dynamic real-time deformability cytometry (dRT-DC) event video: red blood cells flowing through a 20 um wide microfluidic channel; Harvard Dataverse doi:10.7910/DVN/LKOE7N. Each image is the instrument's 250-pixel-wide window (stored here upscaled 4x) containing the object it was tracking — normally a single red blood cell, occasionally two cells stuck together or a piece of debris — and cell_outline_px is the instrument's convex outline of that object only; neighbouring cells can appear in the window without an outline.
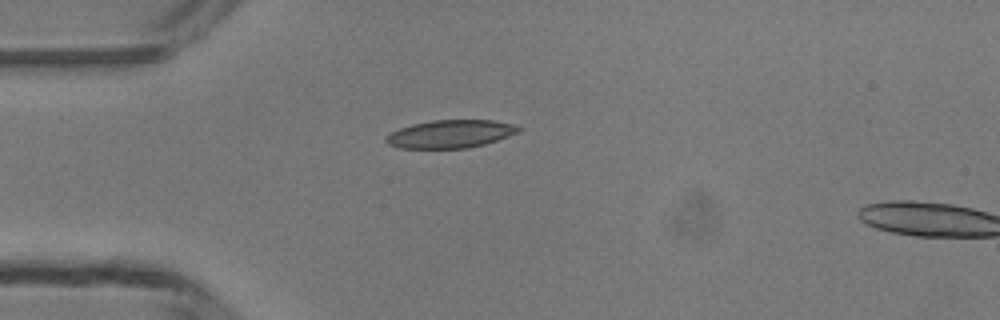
{"species": "common noctule bat (a hibernating species)", "species_latin": "Nyctalus noctula", "temperature_condition": "room temperature", "stored_images_in_passage": 4, "camera_frame_rate_fps": 3000, "um_per_image_px": 0.085, "animal": {"sex": "male", "body_mass_g": 13.3}, "frame": {"image": 1, "passage_image": 3, "time_ms": 3.333, "image_size_px": [1000, 320], "cell_outline_px": [[520, 132], [484, 144], [468, 148], [400, 148], [388, 144], [384, 140], [384, 136], [400, 128], [412, 124], [432, 120], [492, 120], [516, 124], [520, 128]], "centroid_in_image_um": [38.28, 11.38], "position_along_channel_um": 46.7, "area_um2": 21.62}}